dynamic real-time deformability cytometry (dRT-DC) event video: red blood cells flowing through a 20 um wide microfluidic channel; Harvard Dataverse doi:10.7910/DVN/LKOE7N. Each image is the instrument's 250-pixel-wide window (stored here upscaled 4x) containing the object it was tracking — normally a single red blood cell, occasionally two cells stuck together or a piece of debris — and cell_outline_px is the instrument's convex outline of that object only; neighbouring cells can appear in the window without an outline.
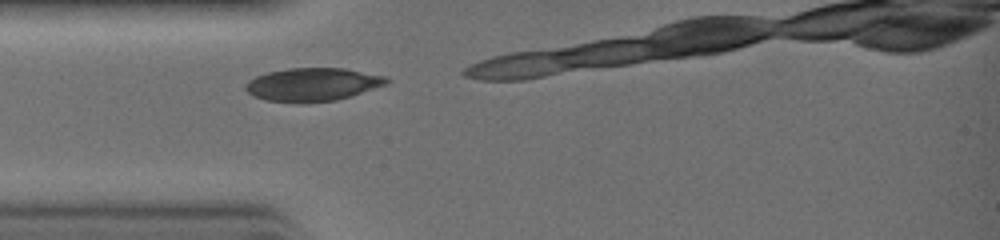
{"species": "common noctule bat (a hibernating species)", "species_latin": "Nyctalus noctula", "temperature_condition": "warm", "stored_images_in_passage": 3, "camera_frame_rate_fps": 3000, "um_per_image_px": 0.085, "animal": {"sex": "female", "body_mass_g": 19.0, "forearm_length_mm": 51.5}, "frame": {"image": 1, "passage_image": 1, "time_ms": 0.0, "image_size_px": [1000, 240], "cell_outline_px": [[392, 80], [388, 84], [352, 96], [336, 100], [304, 104], [296, 104], [264, 100], [252, 96], [244, 88], [244, 84], [248, 80], [256, 76], [268, 72], [288, 68], [344, 68], [388, 76]], "centroid_in_image_um": [26.58, 7.2], "position_along_channel_um": 58.4, "area_um2": 28.03}}